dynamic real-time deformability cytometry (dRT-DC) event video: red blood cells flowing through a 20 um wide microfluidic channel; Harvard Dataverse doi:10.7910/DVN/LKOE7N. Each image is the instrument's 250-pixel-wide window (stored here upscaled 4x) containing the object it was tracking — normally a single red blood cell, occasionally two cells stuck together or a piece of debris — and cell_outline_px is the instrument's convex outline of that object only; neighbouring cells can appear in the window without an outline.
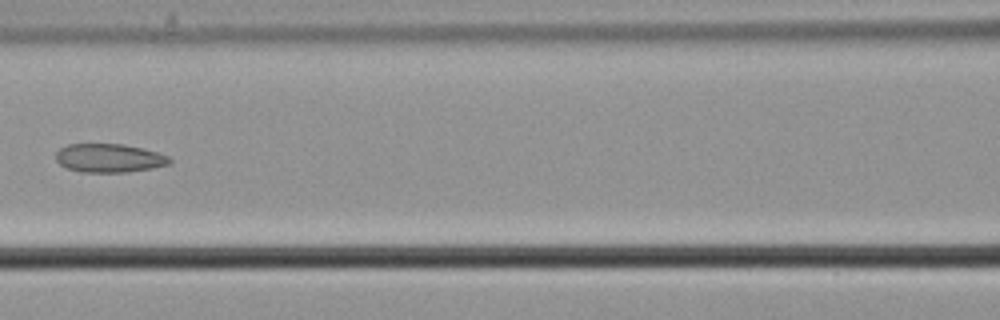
{"species": "common noctule bat (a hibernating species)", "species_latin": "Nyctalus noctula", "temperature_condition": "cold", "stored_images_in_passage": 8, "camera_frame_rate_fps": 3000, "um_per_image_px": 0.085, "animal": {"sex": "male", "body_mass_g": 21.5, "forearm_length_mm": 52.0}, "frame": {"image": 1, "passage_image": 6, "time_ms": 1.667, "image_size_px": [1000, 320], "cell_outline_px": [[172, 160], [168, 164], [152, 168], [128, 172], [80, 172], [68, 168], [60, 164], [56, 160], [56, 152], [60, 148], [68, 144], [124, 144], [156, 152], [168, 156]], "centroid_in_image_um": [9.26, 13.44], "position_along_channel_um": 157.3, "area_um2": 18.84}}
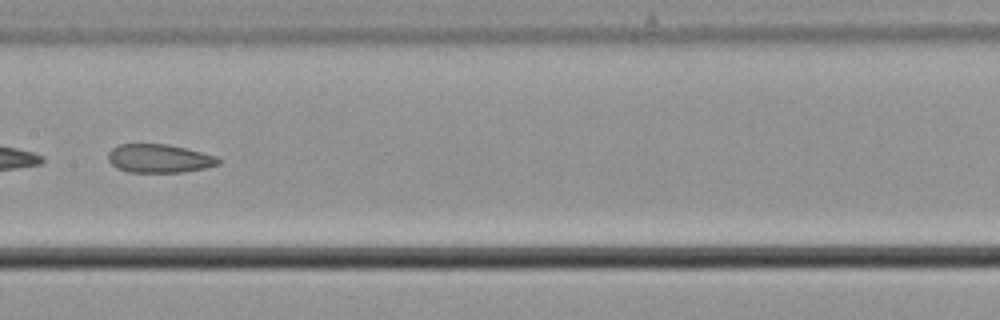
{"frame": {"image": 2, "passage_image": 7, "time_ms": 2.0, "image_size_px": [1000, 320], "cell_outline_px": [[220, 164], [204, 168], [184, 172], [128, 172], [116, 168], [108, 160], [108, 152], [112, 148], [120, 144], [168, 144], [216, 156], [220, 160]], "centroid_in_image_um": [13.51, 13.47], "position_along_channel_um": 193.9, "area_um2": 18.26}}
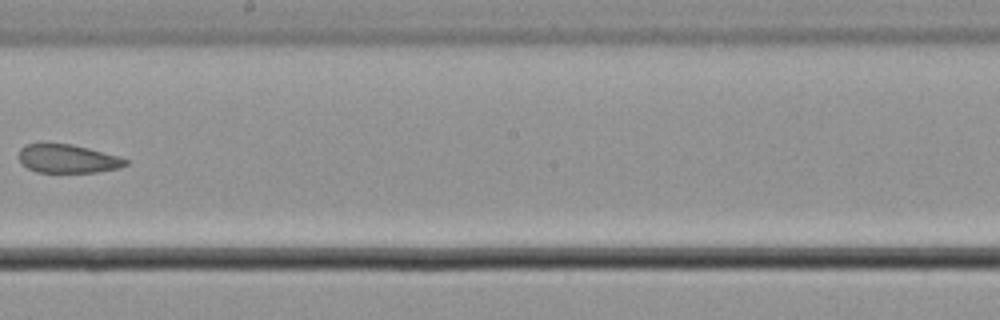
{"frame": {"image": 3, "passage_image": 8, "time_ms": 2.333, "image_size_px": [1000, 320], "cell_outline_px": [[128, 164], [120, 168], [96, 172], [36, 172], [28, 168], [20, 160], [20, 148], [24, 144], [72, 144], [88, 148], [116, 156], [128, 160]], "centroid_in_image_um": [5.76, 13.5], "position_along_channel_um": 242.4, "area_um2": 17.46}}